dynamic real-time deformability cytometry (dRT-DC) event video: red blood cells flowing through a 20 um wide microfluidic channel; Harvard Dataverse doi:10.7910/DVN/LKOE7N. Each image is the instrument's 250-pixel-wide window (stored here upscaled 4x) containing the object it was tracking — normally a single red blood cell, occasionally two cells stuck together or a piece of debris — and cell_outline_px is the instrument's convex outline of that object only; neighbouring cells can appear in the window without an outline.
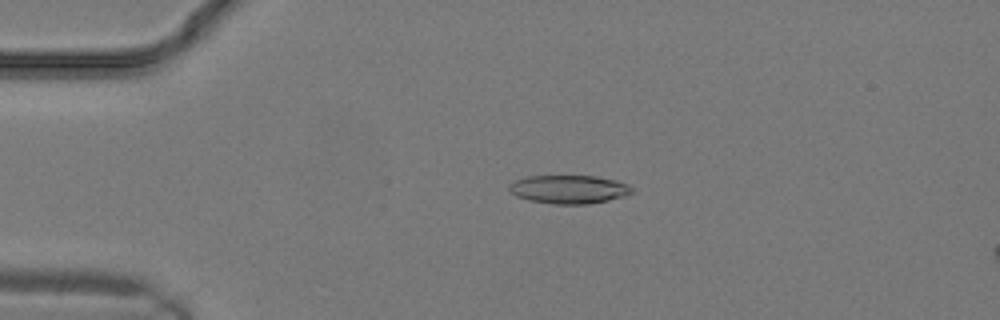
{"species": "common noctule bat (a hibernating species)", "species_latin": "Nyctalus noctula", "temperature_condition": "warm", "stored_images_in_passage": 9, "camera_frame_rate_fps": 3000, "um_per_image_px": 0.085, "animal": {"sex": "male", "body_mass_g": 19.2, "forearm_length_mm": 51.8}, "frame": {"image": 1, "passage_image": 6, "time_ms": 1.667, "image_size_px": [1000, 320], "cell_outline_px": [[632, 192], [624, 196], [608, 200], [588, 204], [556, 204], [532, 200], [516, 196], [508, 192], [508, 184], [516, 180], [528, 176], [596, 176], [616, 180], [628, 184], [632, 188]], "centroid_in_image_um": [48.34, 16.08], "position_along_channel_um": 36.7, "area_um2": 20.29}}